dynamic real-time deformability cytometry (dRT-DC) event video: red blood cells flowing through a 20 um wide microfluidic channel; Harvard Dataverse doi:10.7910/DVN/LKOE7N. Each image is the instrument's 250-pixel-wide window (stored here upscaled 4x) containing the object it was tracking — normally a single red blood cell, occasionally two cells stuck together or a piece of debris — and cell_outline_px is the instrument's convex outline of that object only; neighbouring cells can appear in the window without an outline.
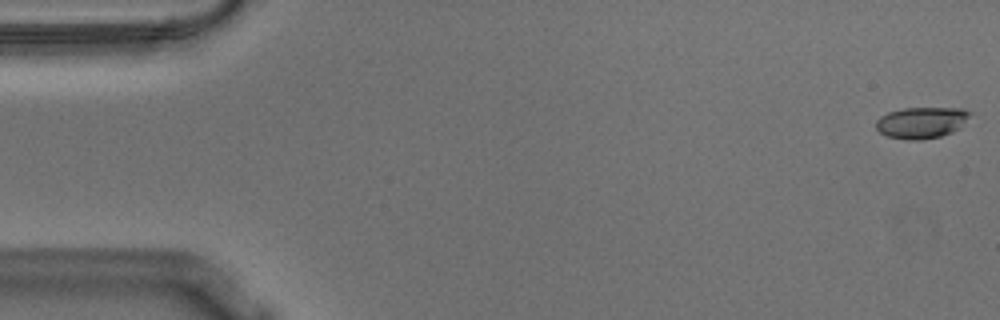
{"species": "Egyptian fruit bat (a non-hibernating species)", "species_latin": "Rousettus aegyptiacus", "temperature_condition": "warm", "stored_images_in_passage": 56, "camera_frame_rate_fps": 3000, "um_per_image_px": 0.085, "animal": {"sex": "male"}, "frame": {"image": 1, "passage_image": 1, "time_ms": 0.0, "image_size_px": [1000, 320], "cell_outline_px": [[972, 112], [960, 128], [952, 132], [940, 136], [920, 140], [908, 140], [888, 136], [880, 132], [876, 128], [876, 120], [880, 116], [888, 112], [904, 108], [964, 108]], "centroid_in_image_um": [78.33, 10.41], "position_along_channel_um": 6.7, "area_um2": 17.17}}
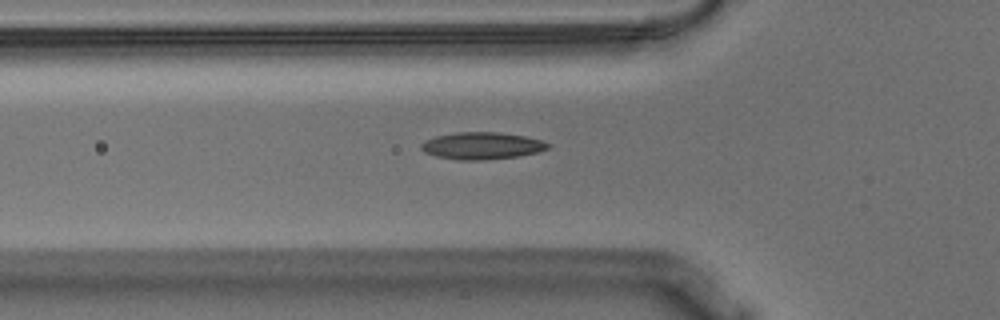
{"frame": {"image": 2, "passage_image": 19, "time_ms": 6.0, "image_size_px": [1000, 320], "cell_outline_px": [[552, 144], [548, 148], [540, 152], [520, 156], [484, 160], [456, 160], [436, 156], [424, 152], [420, 148], [420, 144], [424, 140], [436, 136], [456, 132], [500, 132], [524, 136], [544, 140]], "centroid_in_image_um": [40.98, 12.39], "position_along_channel_um": 84.8, "area_um2": 20.35}}
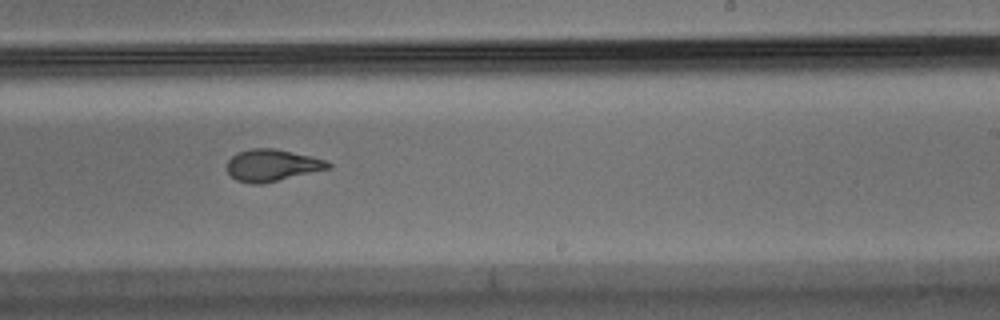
{"frame": {"image": 3, "passage_image": 34, "time_ms": 11.0, "image_size_px": [1000, 320], "cell_outline_px": [[332, 168], [260, 184], [252, 184], [236, 180], [228, 172], [228, 160], [236, 152], [252, 148], [276, 148], [312, 156], [328, 160], [332, 164]], "centroid_in_image_um": [23.16, 14.03], "position_along_channel_um": 265.8, "area_um2": 18.9}, "authors_computed_cell_mechanics": {"area_um2": 18.9006, "velocity_mm_per_s": 3.6057, "shape_relaxation_time_tau1_ms": 7.6772, "shape_relaxation_time_tau2_ms": 1.5556, "deformation_change_tau1": 0.2548, "deformation_change_tau2": 0.0945}}